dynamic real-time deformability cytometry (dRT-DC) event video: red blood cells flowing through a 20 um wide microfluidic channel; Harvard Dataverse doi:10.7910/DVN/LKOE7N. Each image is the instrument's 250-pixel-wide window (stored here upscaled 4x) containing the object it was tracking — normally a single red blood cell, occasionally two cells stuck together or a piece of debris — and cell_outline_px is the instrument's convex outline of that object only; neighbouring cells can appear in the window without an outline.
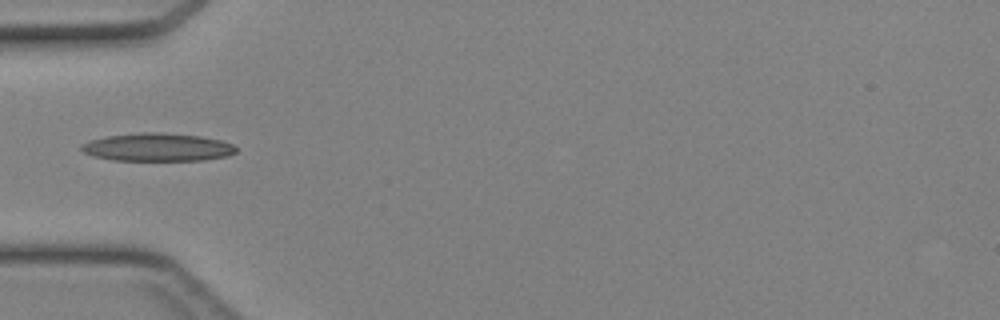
{"species": "Egyptian fruit bat (a non-hibernating species)", "species_latin": "Rousettus aegyptiacus", "temperature_condition": "cold", "stored_images_in_passage": 24, "camera_frame_rate_fps": 3000, "um_per_image_px": 0.085, "animal": {"sex": "female"}, "frame": {"image": 1, "passage_image": 1, "time_ms": 0.0, "image_size_px": [1000, 320], "cell_outline_px": [[236, 152], [228, 156], [204, 160], [112, 160], [92, 156], [84, 152], [80, 148], [80, 144], [88, 140], [108, 136], [140, 132], [160, 132], [200, 136], [220, 140], [232, 144], [236, 148]], "centroid_in_image_um": [13.35, 12.51], "position_along_channel_um": 71.6, "area_um2": 25.32}}
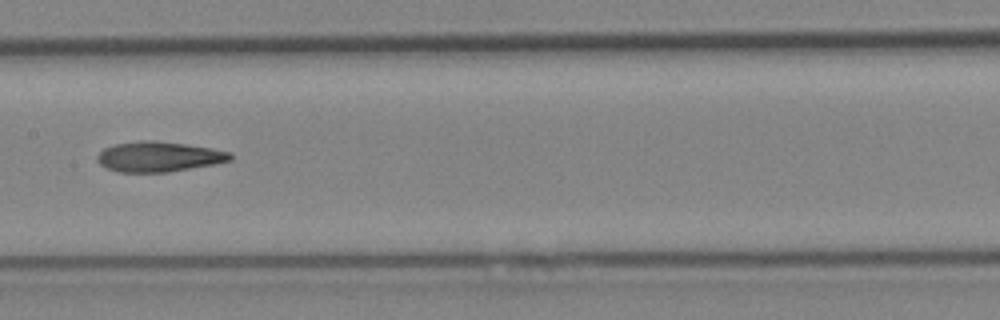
{"frame": {"image": 2, "passage_image": 9, "time_ms": 2.667, "image_size_px": [1000, 320], "cell_outline_px": [[232, 160], [216, 164], [168, 172], [120, 172], [108, 168], [100, 164], [96, 160], [96, 156], [104, 148], [116, 144], [140, 140], [156, 140], [212, 148], [232, 152]], "centroid_in_image_um": [13.52, 13.31], "position_along_channel_um": 193.9, "area_um2": 23.47}}
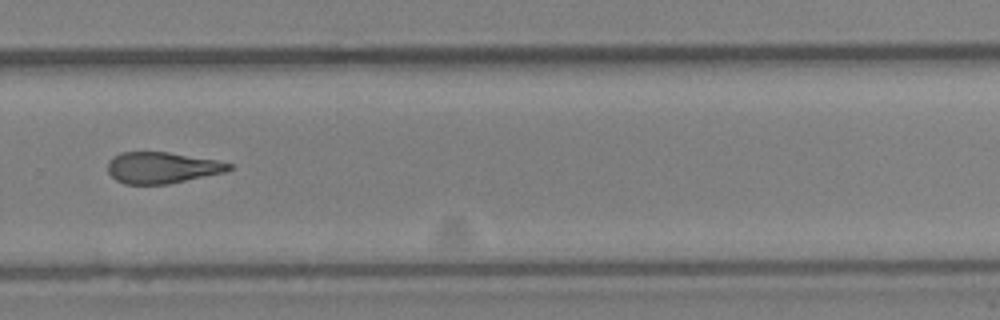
{"frame": {"image": 3, "passage_image": 17, "time_ms": 5.333, "image_size_px": [1000, 320], "cell_outline_px": [[232, 168], [224, 172], [168, 184], [124, 184], [116, 180], [108, 172], [108, 160], [112, 156], [120, 152], [168, 152], [216, 160], [232, 164]], "centroid_in_image_um": [13.73, 14.25], "position_along_channel_um": 316.1, "area_um2": 22.02}}